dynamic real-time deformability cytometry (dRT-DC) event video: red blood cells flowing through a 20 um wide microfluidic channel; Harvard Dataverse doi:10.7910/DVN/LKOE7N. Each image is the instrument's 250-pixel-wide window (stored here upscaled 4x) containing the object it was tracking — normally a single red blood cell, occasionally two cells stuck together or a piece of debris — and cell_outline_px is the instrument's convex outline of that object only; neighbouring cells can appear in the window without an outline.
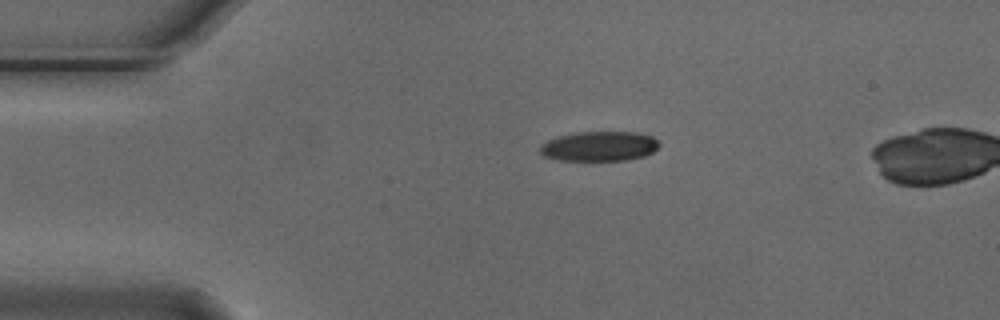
{"species": "Egyptian fruit bat (a non-hibernating species)", "species_latin": "Rousettus aegyptiacus", "temperature_condition": "cold", "stored_images_in_passage": 3, "camera_frame_rate_fps": 3000, "um_per_image_px": 0.085, "animal": {"sex": "male"}, "frame": {"image": 1, "passage_image": 3, "time_ms": 0.667, "image_size_px": [1000, 320], "cell_outline_px": [[660, 144], [652, 152], [644, 156], [628, 160], [560, 160], [544, 156], [540, 152], [540, 144], [548, 140], [560, 136], [576, 132], [640, 132], [652, 136]], "centroid_in_image_um": [50.95, 12.42], "position_along_channel_um": 34.1, "area_um2": 20.63}}